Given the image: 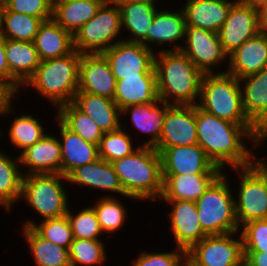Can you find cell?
<instances>
[{
  "mask_svg": "<svg viewBox=\"0 0 267 266\" xmlns=\"http://www.w3.org/2000/svg\"><path fill=\"white\" fill-rule=\"evenodd\" d=\"M196 132L197 144L223 171L247 167L255 162L256 154L252 150L260 131L254 125H239L220 119L196 105ZM246 140L251 143L250 148Z\"/></svg>",
  "mask_w": 267,
  "mask_h": 266,
  "instance_id": "obj_1",
  "label": "cell"
},
{
  "mask_svg": "<svg viewBox=\"0 0 267 266\" xmlns=\"http://www.w3.org/2000/svg\"><path fill=\"white\" fill-rule=\"evenodd\" d=\"M158 98L169 105H197L203 73L180 50L155 54Z\"/></svg>",
  "mask_w": 267,
  "mask_h": 266,
  "instance_id": "obj_2",
  "label": "cell"
},
{
  "mask_svg": "<svg viewBox=\"0 0 267 266\" xmlns=\"http://www.w3.org/2000/svg\"><path fill=\"white\" fill-rule=\"evenodd\" d=\"M126 195L137 200L158 201L162 194V160L151 147L140 146L132 154L112 162Z\"/></svg>",
  "mask_w": 267,
  "mask_h": 266,
  "instance_id": "obj_3",
  "label": "cell"
},
{
  "mask_svg": "<svg viewBox=\"0 0 267 266\" xmlns=\"http://www.w3.org/2000/svg\"><path fill=\"white\" fill-rule=\"evenodd\" d=\"M81 55L74 49L66 56L41 61L21 91L32 88L43 99L50 101L55 110L73 102L78 92Z\"/></svg>",
  "mask_w": 267,
  "mask_h": 266,
  "instance_id": "obj_4",
  "label": "cell"
},
{
  "mask_svg": "<svg viewBox=\"0 0 267 266\" xmlns=\"http://www.w3.org/2000/svg\"><path fill=\"white\" fill-rule=\"evenodd\" d=\"M197 106L220 119L253 125L243 109L239 80L227 72L203 74Z\"/></svg>",
  "mask_w": 267,
  "mask_h": 266,
  "instance_id": "obj_5",
  "label": "cell"
},
{
  "mask_svg": "<svg viewBox=\"0 0 267 266\" xmlns=\"http://www.w3.org/2000/svg\"><path fill=\"white\" fill-rule=\"evenodd\" d=\"M223 173L195 201L199 222L207 235H222L240 230L235 213V193L229 174Z\"/></svg>",
  "mask_w": 267,
  "mask_h": 266,
  "instance_id": "obj_6",
  "label": "cell"
},
{
  "mask_svg": "<svg viewBox=\"0 0 267 266\" xmlns=\"http://www.w3.org/2000/svg\"><path fill=\"white\" fill-rule=\"evenodd\" d=\"M65 181L67 177L62 174L23 175L19 202L39 214L40 221L65 216L70 204Z\"/></svg>",
  "mask_w": 267,
  "mask_h": 266,
  "instance_id": "obj_7",
  "label": "cell"
},
{
  "mask_svg": "<svg viewBox=\"0 0 267 266\" xmlns=\"http://www.w3.org/2000/svg\"><path fill=\"white\" fill-rule=\"evenodd\" d=\"M121 14L113 0H106L96 15L73 36V48L80 54L103 53L123 40Z\"/></svg>",
  "mask_w": 267,
  "mask_h": 266,
  "instance_id": "obj_8",
  "label": "cell"
},
{
  "mask_svg": "<svg viewBox=\"0 0 267 266\" xmlns=\"http://www.w3.org/2000/svg\"><path fill=\"white\" fill-rule=\"evenodd\" d=\"M238 175L239 188L235 198L236 219L241 228L244 224L267 219V174L256 162L232 168Z\"/></svg>",
  "mask_w": 267,
  "mask_h": 266,
  "instance_id": "obj_9",
  "label": "cell"
},
{
  "mask_svg": "<svg viewBox=\"0 0 267 266\" xmlns=\"http://www.w3.org/2000/svg\"><path fill=\"white\" fill-rule=\"evenodd\" d=\"M244 257L239 231L207 235L186 252V266H240Z\"/></svg>",
  "mask_w": 267,
  "mask_h": 266,
  "instance_id": "obj_10",
  "label": "cell"
},
{
  "mask_svg": "<svg viewBox=\"0 0 267 266\" xmlns=\"http://www.w3.org/2000/svg\"><path fill=\"white\" fill-rule=\"evenodd\" d=\"M180 51L203 74L219 73L220 70L218 68L223 67L222 64L225 65L226 62V65H228V55L222 47L218 33L199 27H185L184 42Z\"/></svg>",
  "mask_w": 267,
  "mask_h": 266,
  "instance_id": "obj_11",
  "label": "cell"
},
{
  "mask_svg": "<svg viewBox=\"0 0 267 266\" xmlns=\"http://www.w3.org/2000/svg\"><path fill=\"white\" fill-rule=\"evenodd\" d=\"M117 80L123 77L156 76L155 52L142 43L120 40L102 53Z\"/></svg>",
  "mask_w": 267,
  "mask_h": 266,
  "instance_id": "obj_12",
  "label": "cell"
},
{
  "mask_svg": "<svg viewBox=\"0 0 267 266\" xmlns=\"http://www.w3.org/2000/svg\"><path fill=\"white\" fill-rule=\"evenodd\" d=\"M161 155L162 175L222 174L198 145L156 147Z\"/></svg>",
  "mask_w": 267,
  "mask_h": 266,
  "instance_id": "obj_13",
  "label": "cell"
},
{
  "mask_svg": "<svg viewBox=\"0 0 267 266\" xmlns=\"http://www.w3.org/2000/svg\"><path fill=\"white\" fill-rule=\"evenodd\" d=\"M260 10L237 0L231 7L218 35L225 53L229 56L245 41L261 32Z\"/></svg>",
  "mask_w": 267,
  "mask_h": 266,
  "instance_id": "obj_14",
  "label": "cell"
},
{
  "mask_svg": "<svg viewBox=\"0 0 267 266\" xmlns=\"http://www.w3.org/2000/svg\"><path fill=\"white\" fill-rule=\"evenodd\" d=\"M197 144L196 105L166 104L163 129L157 147Z\"/></svg>",
  "mask_w": 267,
  "mask_h": 266,
  "instance_id": "obj_15",
  "label": "cell"
},
{
  "mask_svg": "<svg viewBox=\"0 0 267 266\" xmlns=\"http://www.w3.org/2000/svg\"><path fill=\"white\" fill-rule=\"evenodd\" d=\"M170 205V231L177 248L187 252L194 244L207 236L199 222L197 206L194 201H164Z\"/></svg>",
  "mask_w": 267,
  "mask_h": 266,
  "instance_id": "obj_16",
  "label": "cell"
},
{
  "mask_svg": "<svg viewBox=\"0 0 267 266\" xmlns=\"http://www.w3.org/2000/svg\"><path fill=\"white\" fill-rule=\"evenodd\" d=\"M67 182L68 186L77 184L76 186H82L85 189L88 187L89 189L92 188L93 190L98 189L101 192H107L109 195L106 194L105 197H114V193H116V195L118 194V196L120 195L123 198L126 197V199L138 201L136 198L124 193L112 163L100 157L91 163L74 169L67 176Z\"/></svg>",
  "mask_w": 267,
  "mask_h": 266,
  "instance_id": "obj_17",
  "label": "cell"
},
{
  "mask_svg": "<svg viewBox=\"0 0 267 266\" xmlns=\"http://www.w3.org/2000/svg\"><path fill=\"white\" fill-rule=\"evenodd\" d=\"M166 8L168 7L164 10L161 7L156 11L153 22L147 30V48L155 53L180 50L184 42L186 24L182 9L172 11ZM154 44L155 47L159 45L160 49L155 50ZM166 44L171 47L167 46L166 49Z\"/></svg>",
  "mask_w": 267,
  "mask_h": 266,
  "instance_id": "obj_18",
  "label": "cell"
},
{
  "mask_svg": "<svg viewBox=\"0 0 267 266\" xmlns=\"http://www.w3.org/2000/svg\"><path fill=\"white\" fill-rule=\"evenodd\" d=\"M116 83L109 62L102 53L81 55L78 92L114 99Z\"/></svg>",
  "mask_w": 267,
  "mask_h": 266,
  "instance_id": "obj_19",
  "label": "cell"
},
{
  "mask_svg": "<svg viewBox=\"0 0 267 266\" xmlns=\"http://www.w3.org/2000/svg\"><path fill=\"white\" fill-rule=\"evenodd\" d=\"M49 133L19 155L23 175L61 174L62 154L58 133Z\"/></svg>",
  "mask_w": 267,
  "mask_h": 266,
  "instance_id": "obj_20",
  "label": "cell"
},
{
  "mask_svg": "<svg viewBox=\"0 0 267 266\" xmlns=\"http://www.w3.org/2000/svg\"><path fill=\"white\" fill-rule=\"evenodd\" d=\"M5 54L10 71V89L19 96L22 86L35 73L41 60L34 42L5 38Z\"/></svg>",
  "mask_w": 267,
  "mask_h": 266,
  "instance_id": "obj_21",
  "label": "cell"
},
{
  "mask_svg": "<svg viewBox=\"0 0 267 266\" xmlns=\"http://www.w3.org/2000/svg\"><path fill=\"white\" fill-rule=\"evenodd\" d=\"M265 66H267V32L261 31L228 56V66L220 73L227 72L241 79L258 73Z\"/></svg>",
  "mask_w": 267,
  "mask_h": 266,
  "instance_id": "obj_22",
  "label": "cell"
},
{
  "mask_svg": "<svg viewBox=\"0 0 267 266\" xmlns=\"http://www.w3.org/2000/svg\"><path fill=\"white\" fill-rule=\"evenodd\" d=\"M238 80L244 112L251 123L262 131L267 127V66Z\"/></svg>",
  "mask_w": 267,
  "mask_h": 266,
  "instance_id": "obj_23",
  "label": "cell"
},
{
  "mask_svg": "<svg viewBox=\"0 0 267 266\" xmlns=\"http://www.w3.org/2000/svg\"><path fill=\"white\" fill-rule=\"evenodd\" d=\"M237 0H186L181 6L186 26L218 33Z\"/></svg>",
  "mask_w": 267,
  "mask_h": 266,
  "instance_id": "obj_24",
  "label": "cell"
},
{
  "mask_svg": "<svg viewBox=\"0 0 267 266\" xmlns=\"http://www.w3.org/2000/svg\"><path fill=\"white\" fill-rule=\"evenodd\" d=\"M165 112L166 103L159 99L152 103L131 105L121 109V119L126 118L124 115L130 116L132 128L135 127V131L149 136L139 146L156 148L163 129Z\"/></svg>",
  "mask_w": 267,
  "mask_h": 266,
  "instance_id": "obj_25",
  "label": "cell"
},
{
  "mask_svg": "<svg viewBox=\"0 0 267 266\" xmlns=\"http://www.w3.org/2000/svg\"><path fill=\"white\" fill-rule=\"evenodd\" d=\"M59 143L61 146V174L68 176L74 169L91 163L99 158L98 145L83 140L69 130L56 116Z\"/></svg>",
  "mask_w": 267,
  "mask_h": 266,
  "instance_id": "obj_26",
  "label": "cell"
},
{
  "mask_svg": "<svg viewBox=\"0 0 267 266\" xmlns=\"http://www.w3.org/2000/svg\"><path fill=\"white\" fill-rule=\"evenodd\" d=\"M221 174L162 175L163 189L158 202L196 201Z\"/></svg>",
  "mask_w": 267,
  "mask_h": 266,
  "instance_id": "obj_27",
  "label": "cell"
},
{
  "mask_svg": "<svg viewBox=\"0 0 267 266\" xmlns=\"http://www.w3.org/2000/svg\"><path fill=\"white\" fill-rule=\"evenodd\" d=\"M73 103L93 118L103 133L112 132L121 127V110L113 99L87 92H77Z\"/></svg>",
  "mask_w": 267,
  "mask_h": 266,
  "instance_id": "obj_28",
  "label": "cell"
},
{
  "mask_svg": "<svg viewBox=\"0 0 267 266\" xmlns=\"http://www.w3.org/2000/svg\"><path fill=\"white\" fill-rule=\"evenodd\" d=\"M106 0L53 1L52 19L72 36L91 20Z\"/></svg>",
  "mask_w": 267,
  "mask_h": 266,
  "instance_id": "obj_29",
  "label": "cell"
},
{
  "mask_svg": "<svg viewBox=\"0 0 267 266\" xmlns=\"http://www.w3.org/2000/svg\"><path fill=\"white\" fill-rule=\"evenodd\" d=\"M116 4L121 14L122 31L131 35L123 37V40L142 43L147 48V30L159 6L140 2Z\"/></svg>",
  "mask_w": 267,
  "mask_h": 266,
  "instance_id": "obj_30",
  "label": "cell"
},
{
  "mask_svg": "<svg viewBox=\"0 0 267 266\" xmlns=\"http://www.w3.org/2000/svg\"><path fill=\"white\" fill-rule=\"evenodd\" d=\"M33 42L41 61L60 58L74 50L73 36L53 19L40 25Z\"/></svg>",
  "mask_w": 267,
  "mask_h": 266,
  "instance_id": "obj_31",
  "label": "cell"
},
{
  "mask_svg": "<svg viewBox=\"0 0 267 266\" xmlns=\"http://www.w3.org/2000/svg\"><path fill=\"white\" fill-rule=\"evenodd\" d=\"M113 100L120 110L158 101L156 76L123 77L117 80Z\"/></svg>",
  "mask_w": 267,
  "mask_h": 266,
  "instance_id": "obj_32",
  "label": "cell"
},
{
  "mask_svg": "<svg viewBox=\"0 0 267 266\" xmlns=\"http://www.w3.org/2000/svg\"><path fill=\"white\" fill-rule=\"evenodd\" d=\"M21 237L28 244L35 266H71L69 249L42 238L32 227H22Z\"/></svg>",
  "mask_w": 267,
  "mask_h": 266,
  "instance_id": "obj_33",
  "label": "cell"
},
{
  "mask_svg": "<svg viewBox=\"0 0 267 266\" xmlns=\"http://www.w3.org/2000/svg\"><path fill=\"white\" fill-rule=\"evenodd\" d=\"M22 178L19 155L11 158L0 150V207L6 212L14 211L19 202Z\"/></svg>",
  "mask_w": 267,
  "mask_h": 266,
  "instance_id": "obj_34",
  "label": "cell"
},
{
  "mask_svg": "<svg viewBox=\"0 0 267 266\" xmlns=\"http://www.w3.org/2000/svg\"><path fill=\"white\" fill-rule=\"evenodd\" d=\"M55 115L69 130L78 134L83 140L99 145L103 131L93 121V118L81 111L73 102L61 105Z\"/></svg>",
  "mask_w": 267,
  "mask_h": 266,
  "instance_id": "obj_35",
  "label": "cell"
},
{
  "mask_svg": "<svg viewBox=\"0 0 267 266\" xmlns=\"http://www.w3.org/2000/svg\"><path fill=\"white\" fill-rule=\"evenodd\" d=\"M14 118L8 129V143H11L15 149L20 152L19 155L28 147L33 146L36 142L42 139L48 132L42 125V120L37 119L29 113H23ZM45 128V129H44Z\"/></svg>",
  "mask_w": 267,
  "mask_h": 266,
  "instance_id": "obj_36",
  "label": "cell"
},
{
  "mask_svg": "<svg viewBox=\"0 0 267 266\" xmlns=\"http://www.w3.org/2000/svg\"><path fill=\"white\" fill-rule=\"evenodd\" d=\"M93 204L91 205L97 215L102 232L114 237V234L120 231L128 220L129 213L124 207L126 205L116 196H101Z\"/></svg>",
  "mask_w": 267,
  "mask_h": 266,
  "instance_id": "obj_37",
  "label": "cell"
},
{
  "mask_svg": "<svg viewBox=\"0 0 267 266\" xmlns=\"http://www.w3.org/2000/svg\"><path fill=\"white\" fill-rule=\"evenodd\" d=\"M42 23L40 18L12 12L4 6L0 35L7 39L33 42Z\"/></svg>",
  "mask_w": 267,
  "mask_h": 266,
  "instance_id": "obj_38",
  "label": "cell"
},
{
  "mask_svg": "<svg viewBox=\"0 0 267 266\" xmlns=\"http://www.w3.org/2000/svg\"><path fill=\"white\" fill-rule=\"evenodd\" d=\"M122 122L121 120V127L118 130L104 133L98 145L99 157L110 163L132 154L140 147L134 145L135 139L131 137L133 133L129 134L130 129L126 130L127 126L124 127L125 123Z\"/></svg>",
  "mask_w": 267,
  "mask_h": 266,
  "instance_id": "obj_39",
  "label": "cell"
},
{
  "mask_svg": "<svg viewBox=\"0 0 267 266\" xmlns=\"http://www.w3.org/2000/svg\"><path fill=\"white\" fill-rule=\"evenodd\" d=\"M74 238L69 247L71 266H104L108 259L105 241ZM107 257V258H106Z\"/></svg>",
  "mask_w": 267,
  "mask_h": 266,
  "instance_id": "obj_40",
  "label": "cell"
},
{
  "mask_svg": "<svg viewBox=\"0 0 267 266\" xmlns=\"http://www.w3.org/2000/svg\"><path fill=\"white\" fill-rule=\"evenodd\" d=\"M24 219L25 222L22 226L32 227L42 238L58 246L69 249L70 244L73 242V233L67 215L59 218L45 219L39 223H35L30 218Z\"/></svg>",
  "mask_w": 267,
  "mask_h": 266,
  "instance_id": "obj_41",
  "label": "cell"
},
{
  "mask_svg": "<svg viewBox=\"0 0 267 266\" xmlns=\"http://www.w3.org/2000/svg\"><path fill=\"white\" fill-rule=\"evenodd\" d=\"M71 205L72 204L69 205L66 215L71 224L73 238L101 240L100 237H103L104 233L100 228V224L93 207L89 204L88 207L83 209L81 208V210L78 209L75 214V210L70 209Z\"/></svg>",
  "mask_w": 267,
  "mask_h": 266,
  "instance_id": "obj_42",
  "label": "cell"
},
{
  "mask_svg": "<svg viewBox=\"0 0 267 266\" xmlns=\"http://www.w3.org/2000/svg\"><path fill=\"white\" fill-rule=\"evenodd\" d=\"M170 252L141 251L130 266H186V252L174 247Z\"/></svg>",
  "mask_w": 267,
  "mask_h": 266,
  "instance_id": "obj_43",
  "label": "cell"
},
{
  "mask_svg": "<svg viewBox=\"0 0 267 266\" xmlns=\"http://www.w3.org/2000/svg\"><path fill=\"white\" fill-rule=\"evenodd\" d=\"M239 232L243 241V251H267V219L248 222Z\"/></svg>",
  "mask_w": 267,
  "mask_h": 266,
  "instance_id": "obj_44",
  "label": "cell"
},
{
  "mask_svg": "<svg viewBox=\"0 0 267 266\" xmlns=\"http://www.w3.org/2000/svg\"><path fill=\"white\" fill-rule=\"evenodd\" d=\"M9 11L40 18L52 19L53 0H10L4 5Z\"/></svg>",
  "mask_w": 267,
  "mask_h": 266,
  "instance_id": "obj_45",
  "label": "cell"
},
{
  "mask_svg": "<svg viewBox=\"0 0 267 266\" xmlns=\"http://www.w3.org/2000/svg\"><path fill=\"white\" fill-rule=\"evenodd\" d=\"M14 98L17 101L20 100V98H18V96L7 85L0 82V117H9L10 114H14L15 116L14 112L17 110L14 107L17 105H15L16 100H14Z\"/></svg>",
  "mask_w": 267,
  "mask_h": 266,
  "instance_id": "obj_46",
  "label": "cell"
},
{
  "mask_svg": "<svg viewBox=\"0 0 267 266\" xmlns=\"http://www.w3.org/2000/svg\"><path fill=\"white\" fill-rule=\"evenodd\" d=\"M0 82L10 88V71L5 54V38L0 35Z\"/></svg>",
  "mask_w": 267,
  "mask_h": 266,
  "instance_id": "obj_47",
  "label": "cell"
},
{
  "mask_svg": "<svg viewBox=\"0 0 267 266\" xmlns=\"http://www.w3.org/2000/svg\"><path fill=\"white\" fill-rule=\"evenodd\" d=\"M244 256L249 266H267V251H244Z\"/></svg>",
  "mask_w": 267,
  "mask_h": 266,
  "instance_id": "obj_48",
  "label": "cell"
},
{
  "mask_svg": "<svg viewBox=\"0 0 267 266\" xmlns=\"http://www.w3.org/2000/svg\"><path fill=\"white\" fill-rule=\"evenodd\" d=\"M241 3L248 5L249 7L261 10L267 5V0H239Z\"/></svg>",
  "mask_w": 267,
  "mask_h": 266,
  "instance_id": "obj_49",
  "label": "cell"
},
{
  "mask_svg": "<svg viewBox=\"0 0 267 266\" xmlns=\"http://www.w3.org/2000/svg\"><path fill=\"white\" fill-rule=\"evenodd\" d=\"M260 27L263 32H267V5L260 10Z\"/></svg>",
  "mask_w": 267,
  "mask_h": 266,
  "instance_id": "obj_50",
  "label": "cell"
},
{
  "mask_svg": "<svg viewBox=\"0 0 267 266\" xmlns=\"http://www.w3.org/2000/svg\"><path fill=\"white\" fill-rule=\"evenodd\" d=\"M266 140H267V127L264 130L260 131L256 136L255 148L257 149L260 145H262V142L264 144Z\"/></svg>",
  "mask_w": 267,
  "mask_h": 266,
  "instance_id": "obj_51",
  "label": "cell"
},
{
  "mask_svg": "<svg viewBox=\"0 0 267 266\" xmlns=\"http://www.w3.org/2000/svg\"><path fill=\"white\" fill-rule=\"evenodd\" d=\"M115 3H133V2H140V3H149L153 5H157V2H160L159 0H113Z\"/></svg>",
  "mask_w": 267,
  "mask_h": 266,
  "instance_id": "obj_52",
  "label": "cell"
},
{
  "mask_svg": "<svg viewBox=\"0 0 267 266\" xmlns=\"http://www.w3.org/2000/svg\"><path fill=\"white\" fill-rule=\"evenodd\" d=\"M266 157L259 158L255 155V162L257 165L267 174V158Z\"/></svg>",
  "mask_w": 267,
  "mask_h": 266,
  "instance_id": "obj_53",
  "label": "cell"
},
{
  "mask_svg": "<svg viewBox=\"0 0 267 266\" xmlns=\"http://www.w3.org/2000/svg\"><path fill=\"white\" fill-rule=\"evenodd\" d=\"M4 6L0 4V30L2 27V13H3Z\"/></svg>",
  "mask_w": 267,
  "mask_h": 266,
  "instance_id": "obj_54",
  "label": "cell"
},
{
  "mask_svg": "<svg viewBox=\"0 0 267 266\" xmlns=\"http://www.w3.org/2000/svg\"><path fill=\"white\" fill-rule=\"evenodd\" d=\"M10 0H0V4H2L3 6Z\"/></svg>",
  "mask_w": 267,
  "mask_h": 266,
  "instance_id": "obj_55",
  "label": "cell"
},
{
  "mask_svg": "<svg viewBox=\"0 0 267 266\" xmlns=\"http://www.w3.org/2000/svg\"><path fill=\"white\" fill-rule=\"evenodd\" d=\"M240 266H249L245 261Z\"/></svg>",
  "mask_w": 267,
  "mask_h": 266,
  "instance_id": "obj_56",
  "label": "cell"
}]
</instances>
